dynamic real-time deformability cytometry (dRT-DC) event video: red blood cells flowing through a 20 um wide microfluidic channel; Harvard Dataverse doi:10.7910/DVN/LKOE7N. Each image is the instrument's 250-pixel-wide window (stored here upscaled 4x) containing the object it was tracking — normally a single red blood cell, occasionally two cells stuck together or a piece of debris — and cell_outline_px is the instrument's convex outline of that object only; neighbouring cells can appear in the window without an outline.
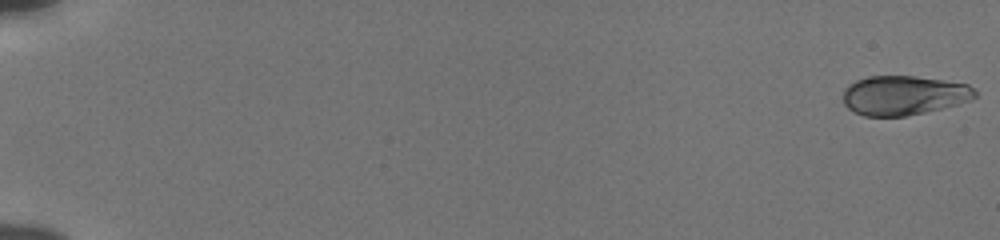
{"species": "human", "species_latin": "Homo sapiens", "temperature_condition": "cold", "stored_images_in_passage": 55, "camera_frame_rate_fps": 3000, "um_per_image_px": 0.085, "donor": {"sex": "male"}, "frame": {"image": 1, "passage_image": 1, "time_ms": 0.0, "image_size_px": [1000, 240], "cell_outline_px": [[976, 96], [968, 100], [956, 104], [924, 112], [904, 116], [864, 116], [852, 112], [844, 104], [844, 88], [848, 84], [856, 80], [868, 76], [912, 76], [968, 84], [976, 92]], "centroid_in_image_um": [76.75, 8.1], "position_along_channel_um": 8.3, "area_um2": 30.0}}
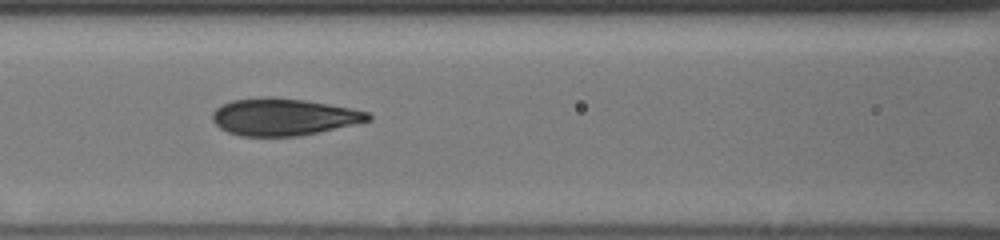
{"frame": {"image": 2, "passage_image": 27, "time_ms": 8.667, "image_size_px": [1000, 240], "cell_outline_px": [[372, 120], [356, 124], [300, 136], [240, 136], [228, 132], [220, 128], [212, 120], [212, 112], [220, 104], [232, 100], [260, 96], [272, 96], [304, 100], [352, 108], [368, 112], [372, 116]], "centroid_in_image_um": [24.08, 9.93], "position_along_channel_um": 142.5, "area_um2": 33.99}}
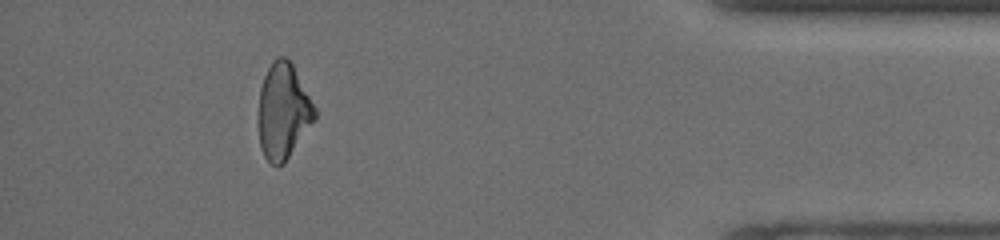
{"frame": {"image": 3, "passage_image": 51, "time_ms": 16.667, "image_size_px": [1000, 240], "cell_outline_px": [[316, 120], [284, 164], [276, 168], [264, 156], [260, 148], [260, 88], [264, 76], [272, 60], [280, 56], [284, 56], [292, 64], [316, 108]], "centroid_in_image_um": [24.1, 9.49], "position_along_channel_um": 411.1, "area_um2": 31.21}, "authors_computed_cell_mechanics": {"area_um2": 32.7148, "velocity_mm_per_s": 3.8643, "shape_relaxation_time_tau1_ms": 4.4467, "shape_relaxation_time_tau2_ms": 1.573, "deformation_change_tau1": 0.1531, "deformation_change_tau2": 0.0485}}